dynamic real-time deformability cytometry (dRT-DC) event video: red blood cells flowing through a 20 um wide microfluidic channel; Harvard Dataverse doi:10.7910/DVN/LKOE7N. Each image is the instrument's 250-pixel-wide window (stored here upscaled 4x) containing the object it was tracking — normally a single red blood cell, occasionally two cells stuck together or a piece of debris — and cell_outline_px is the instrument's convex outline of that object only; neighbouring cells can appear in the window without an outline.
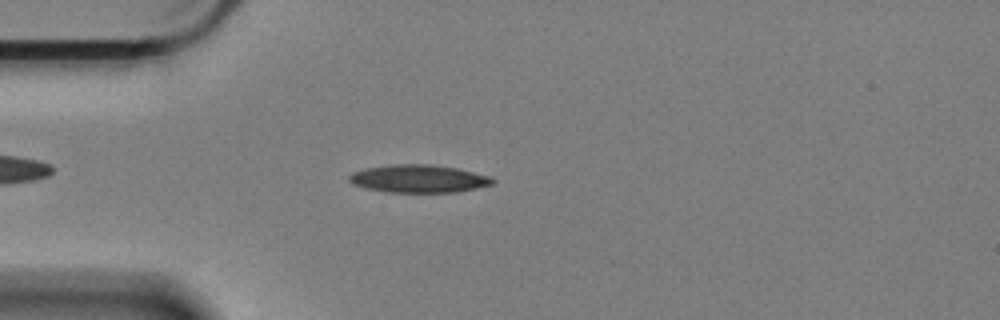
{"species": "Egyptian fruit bat (a non-hibernating species)", "species_latin": "Rousettus aegyptiacus", "temperature_condition": "cold", "stored_images_in_passage": 32, "camera_frame_rate_fps": 3000, "um_per_image_px": 0.085, "animal": {"sex": "female"}, "frame": {"image": 1, "passage_image": 6, "time_ms": 1.667, "image_size_px": [1000, 320], "cell_outline_px": [[496, 180], [492, 184], [476, 188], [456, 192], [384, 192], [364, 188], [352, 184], [348, 180], [348, 176], [352, 172], [368, 168], [392, 164], [428, 164], [456, 168], [488, 176]], "centroid_in_image_um": [35.53, 15.19], "position_along_channel_um": 49.5, "area_um2": 23.18}}
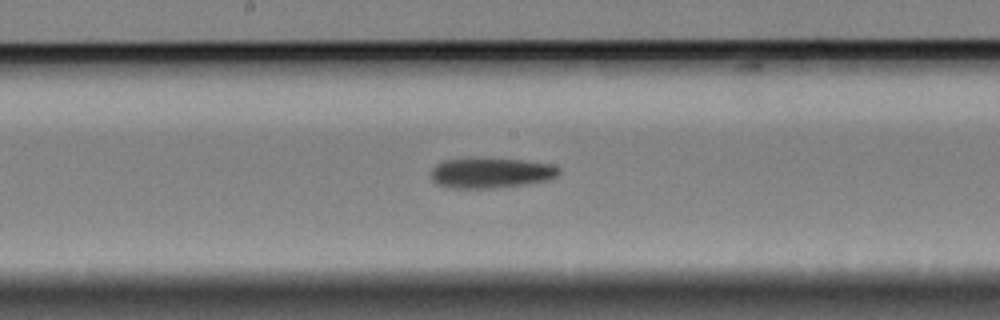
{"frame": {"image": 2, "passage_image": 21, "time_ms": 6.667, "image_size_px": [1000, 320], "cell_outline_px": [[560, 172], [556, 176], [548, 180], [528, 184], [492, 188], [448, 188], [436, 184], [432, 180], [432, 168], [436, 164], [444, 160], [468, 156], [484, 156], [520, 160], [548, 164], [560, 168]], "centroid_in_image_um": [41.66, 14.66], "position_along_channel_um": 206.5, "area_um2": 23.29}}
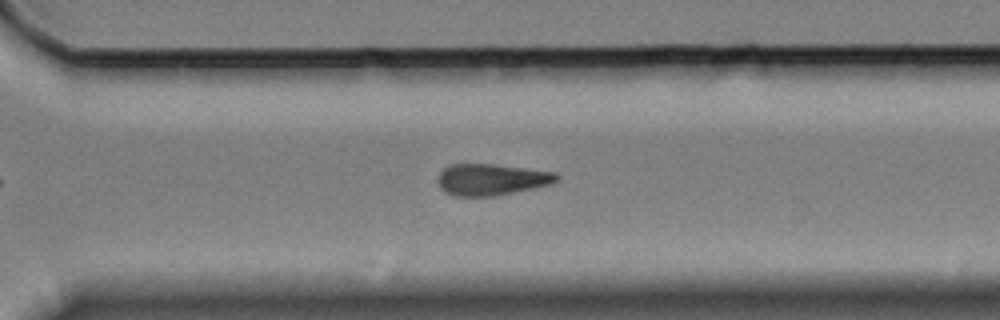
{"frame": {"image": 3, "passage_image": 32, "time_ms": 10.333, "image_size_px": [1000, 320], "cell_outline_px": [[560, 176], [552, 184], [496, 196], [452, 196], [444, 192], [440, 188], [440, 172], [444, 168], [452, 164], [492, 164], [556, 172]], "centroid_in_image_um": [41.79, 15.27], "position_along_channel_um": 328.8, "area_um2": 21.68}}